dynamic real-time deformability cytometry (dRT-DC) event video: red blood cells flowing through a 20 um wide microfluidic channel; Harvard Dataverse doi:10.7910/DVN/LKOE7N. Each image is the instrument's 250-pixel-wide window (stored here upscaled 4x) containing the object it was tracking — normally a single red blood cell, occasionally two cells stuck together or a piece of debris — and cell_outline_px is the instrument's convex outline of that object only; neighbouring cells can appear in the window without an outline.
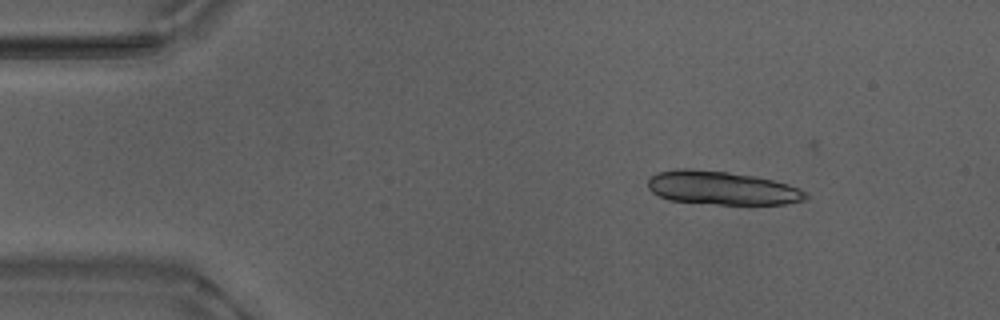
{"species": "Egyptian fruit bat (a non-hibernating species)", "species_latin": "Rousettus aegyptiacus", "temperature_condition": "warm", "stored_images_in_passage": 35, "segment_of_instrument_passage": [1, 2], "camera_frame_rate_fps": 3000, "um_per_image_px": 0.085, "animal": {"sex": "male"}, "frame": {"image": 1, "passage_image": 5, "time_ms": 1.333, "image_size_px": [1000, 320], "cell_outline_px": [[808, 196], [804, 200], [784, 204], [716, 204], [668, 200], [652, 192], [648, 188], [648, 180], [656, 172], [680, 168], [688, 168], [728, 172], [752, 176], [772, 180], [800, 188]], "centroid_in_image_um": [61.32, 15.98], "position_along_channel_um": 23.7, "area_um2": 30.63}}